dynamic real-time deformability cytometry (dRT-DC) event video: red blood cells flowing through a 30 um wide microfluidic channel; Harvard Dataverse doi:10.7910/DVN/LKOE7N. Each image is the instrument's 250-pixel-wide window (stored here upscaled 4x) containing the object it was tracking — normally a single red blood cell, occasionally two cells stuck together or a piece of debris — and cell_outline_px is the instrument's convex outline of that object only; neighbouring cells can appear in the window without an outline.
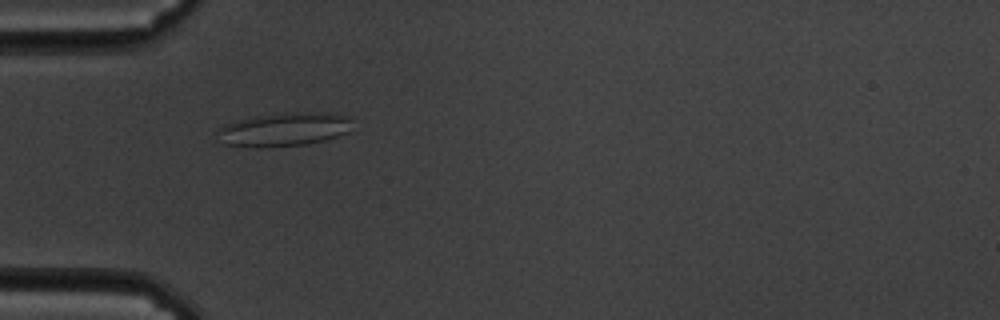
{"species": "common noctule bat (a hibernating species)", "species_latin": "Nyctalus noctula", "temperature_condition": "cold", "stored_images_in_passage": 60, "camera_frame_rate_fps": 3000, "um_per_image_px": 0.085, "animal": {"sex": "male", "body_mass_g": 19.5, "forearm_length_mm": 54.6}, "frame": {"image": 1, "passage_image": 19, "time_ms": 6.0, "image_size_px": [1000, 320], "cell_outline_px": [[348, 132], [324, 140], [308, 144], [268, 148], [256, 148], [224, 144], [216, 128], [224, 124], [256, 116], [292, 112], [328, 112], [348, 116]], "centroid_in_image_um": [24.11, 11.01], "position_along_channel_um": 60.9, "area_um2": 26.36}}
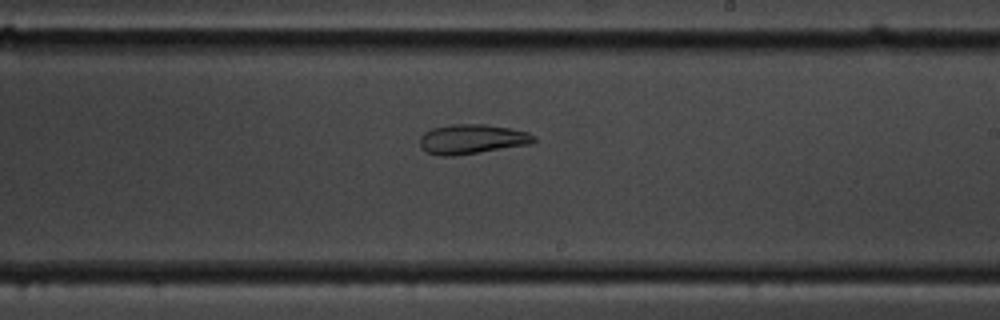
{"frame": {"image": 2, "passage_image": 36, "time_ms": 11.667, "image_size_px": [1000, 320], "cell_outline_px": [[536, 140], [532, 144], [452, 156], [440, 156], [428, 152], [420, 144], [420, 136], [424, 132], [432, 128], [452, 124], [484, 124], [508, 128], [528, 132], [536, 136]], "centroid_in_image_um": [40.14, 11.82], "position_along_channel_um": 248.9, "area_um2": 19.59}}
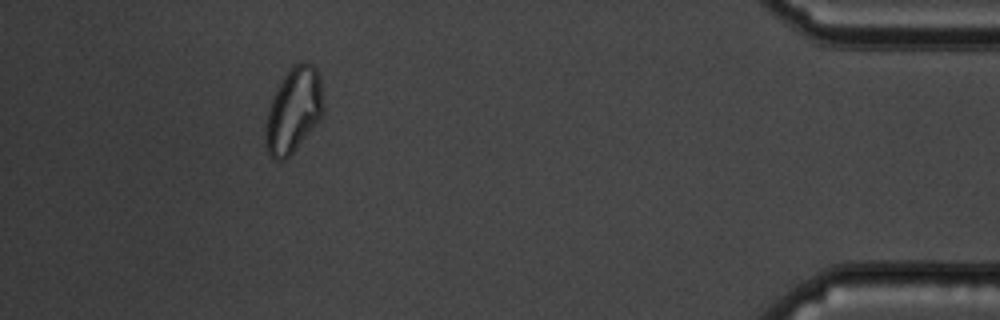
{"frame": {"image": 3, "passage_image": 55, "time_ms": 18.0, "image_size_px": [1000, 320], "cell_outline_px": [[324, 112], [320, 120], [296, 148], [288, 156], [280, 160], [272, 160], [264, 144], [264, 128], [268, 108], [284, 76], [292, 64], [300, 60], [312, 64], [316, 68], [320, 76], [324, 108]], "centroid_in_image_um": [24.95, 9.36], "position_along_channel_um": 410.2, "area_um2": 28.84}, "authors_computed_cell_mechanics": {"area_um2": 26.4724, "velocity_mm_per_s": 3.3837, "shape_relaxation_time_tau1_ms": null, "shape_relaxation_time_tau2_ms": 5.5248, "deformation_change_tau1": null, "deformation_change_tau2": 0.129}}